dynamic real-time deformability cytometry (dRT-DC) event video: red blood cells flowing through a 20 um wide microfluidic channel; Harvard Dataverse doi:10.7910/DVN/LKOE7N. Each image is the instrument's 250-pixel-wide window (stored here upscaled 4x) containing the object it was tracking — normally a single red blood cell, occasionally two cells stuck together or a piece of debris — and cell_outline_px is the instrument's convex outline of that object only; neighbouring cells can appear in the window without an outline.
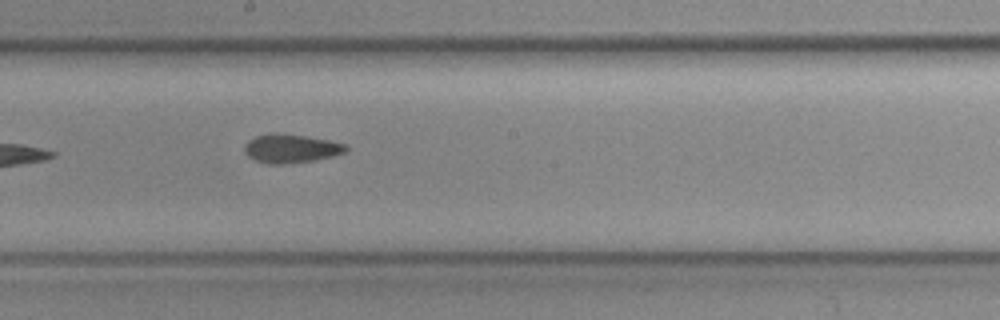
{"species": "common noctule bat (a hibernating species)", "species_latin": "Nyctalus noctula", "temperature_condition": "cold", "stored_images_in_passage": 9, "camera_frame_rate_fps": 3000, "um_per_image_px": 0.085, "animal": {"sex": "female", "body_mass_g": 19.3, "forearm_length_mm": 54.1}, "frame": {"image": 1, "passage_image": 7, "time_ms": 2.0, "image_size_px": [1000, 320], "cell_outline_px": [[348, 148], [344, 152], [332, 156], [312, 160], [284, 164], [268, 164], [256, 160], [248, 156], [244, 152], [244, 144], [248, 140], [256, 136], [272, 132], [276, 132], [304, 136], [328, 140], [348, 144]], "centroid_in_image_um": [24.7, 12.61], "position_along_channel_um": 223.5, "area_um2": 16.94}}
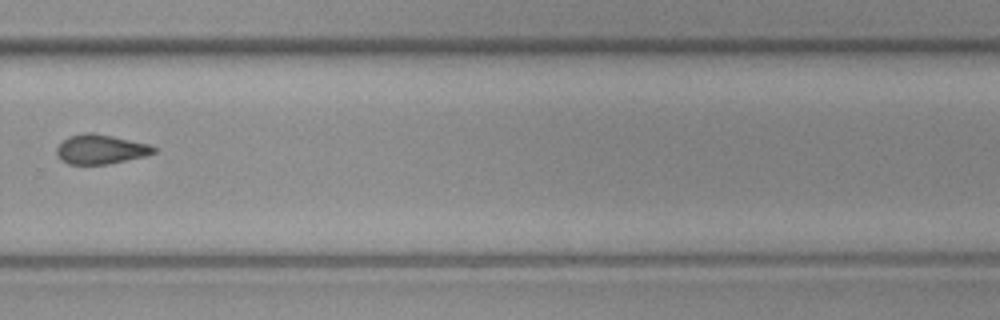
{"frame": {"image": 2, "passage_image": 9, "time_ms": 2.667, "image_size_px": [1000, 320], "cell_outline_px": [[156, 152], [144, 156], [108, 164], [68, 164], [60, 160], [56, 152], [56, 148], [64, 140], [72, 136], [88, 132], [112, 136], [148, 144], [156, 148]], "centroid_in_image_um": [8.54, 12.7], "position_along_channel_um": 321.3, "area_um2": 16.36}}